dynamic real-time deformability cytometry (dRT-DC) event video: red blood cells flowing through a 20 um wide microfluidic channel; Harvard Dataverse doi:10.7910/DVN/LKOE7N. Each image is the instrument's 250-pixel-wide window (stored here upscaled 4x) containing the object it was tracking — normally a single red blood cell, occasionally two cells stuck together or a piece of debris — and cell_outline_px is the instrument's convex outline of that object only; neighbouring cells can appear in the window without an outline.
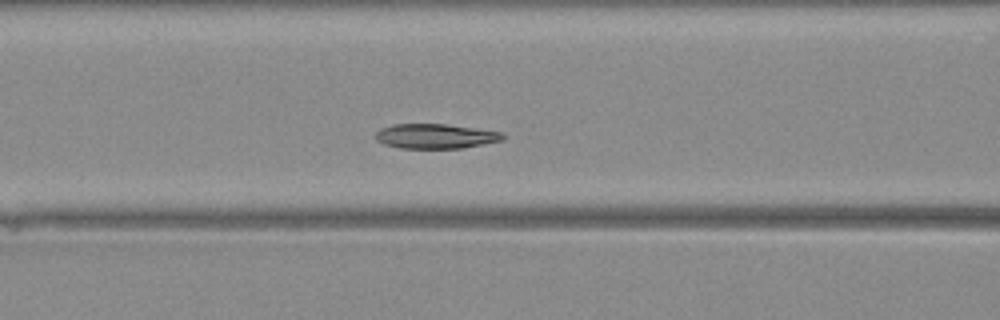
{"species": "Egyptian fruit bat (a non-hibernating species)", "species_latin": "Rousettus aegyptiacus", "temperature_condition": "warm", "stored_images_in_passage": 39, "camera_frame_rate_fps": 3000, "um_per_image_px": 0.085, "animal": {"sex": "female"}, "frame": {"image": 1, "passage_image": 13, "time_ms": 4.0, "image_size_px": [1000, 320], "cell_outline_px": [[504, 140], [464, 148], [400, 148], [384, 144], [376, 140], [376, 132], [380, 128], [392, 124], [448, 124], [504, 132]], "centroid_in_image_um": [37.04, 11.57], "position_along_channel_um": 129.6, "area_um2": 18.5}}
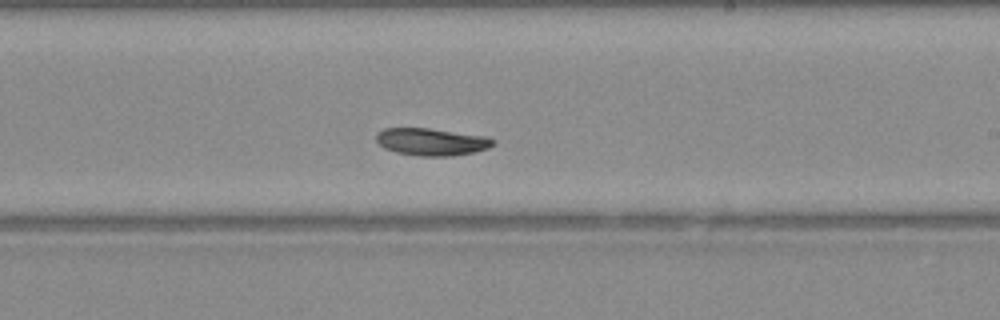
{"frame": {"image": 2, "passage_image": 21, "time_ms": 6.667, "image_size_px": [1000, 320], "cell_outline_px": [[492, 144], [488, 148], [476, 152], [452, 156], [420, 156], [396, 152], [384, 148], [376, 140], [376, 132], [384, 128], [428, 128], [484, 136], [492, 140]], "centroid_in_image_um": [36.62, 12.06], "position_along_channel_um": 252.4, "area_um2": 18.44}}
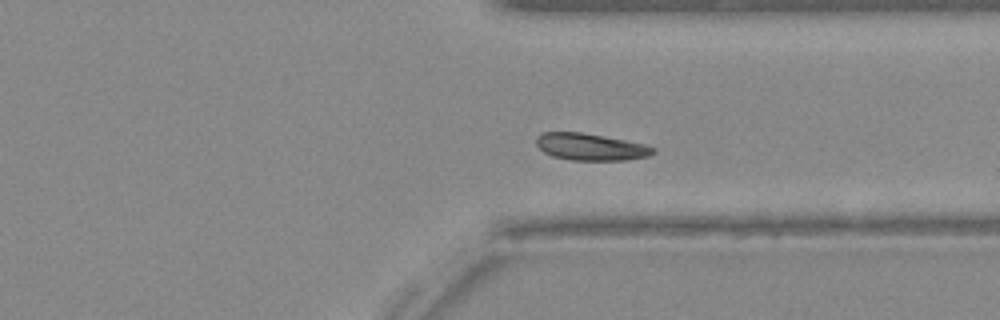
{"frame": {"image": 3, "passage_image": 28, "time_ms": 9.0, "image_size_px": [1000, 320], "cell_outline_px": [[656, 152], [648, 156], [628, 160], [572, 160], [552, 156], [544, 152], [536, 144], [536, 136], [544, 132], [580, 132], [604, 136], [644, 144], [656, 148]], "centroid_in_image_um": [50.21, 12.49], "position_along_channel_um": 361.2, "area_um2": 18.32}}